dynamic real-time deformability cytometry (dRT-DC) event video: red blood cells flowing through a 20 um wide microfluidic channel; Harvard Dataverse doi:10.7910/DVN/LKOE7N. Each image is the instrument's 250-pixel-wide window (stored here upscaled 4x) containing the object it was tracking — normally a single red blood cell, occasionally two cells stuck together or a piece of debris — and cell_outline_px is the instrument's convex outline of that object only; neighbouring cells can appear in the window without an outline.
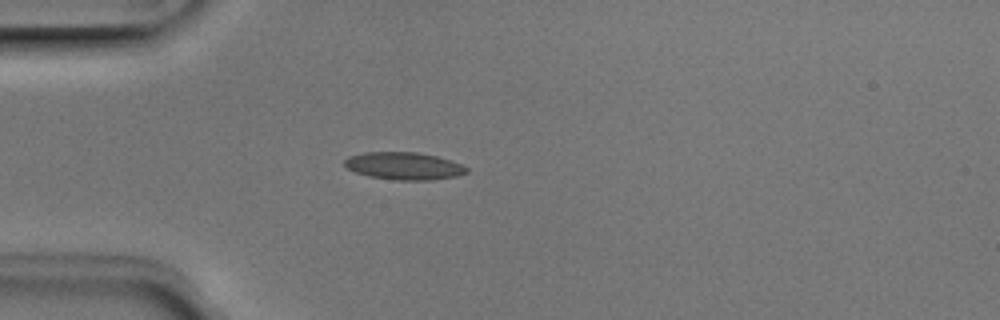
{"species": "Egyptian fruit bat (a non-hibernating species)", "species_latin": "Rousettus aegyptiacus", "temperature_condition": "room temperature", "stored_images_in_passage": 3, "camera_frame_rate_fps": 3000, "um_per_image_px": 0.085, "animal": {"sex": "male"}, "frame": {"image": 1, "passage_image": 3, "time_ms": 0.667, "image_size_px": [1000, 320], "cell_outline_px": [[468, 172], [456, 176], [432, 180], [392, 180], [368, 176], [356, 172], [348, 168], [344, 164], [344, 160], [348, 156], [364, 152], [416, 152], [436, 156], [460, 164], [468, 168]], "centroid_in_image_um": [34.31, 14.11], "position_along_channel_um": 50.7, "area_um2": 19.48}}